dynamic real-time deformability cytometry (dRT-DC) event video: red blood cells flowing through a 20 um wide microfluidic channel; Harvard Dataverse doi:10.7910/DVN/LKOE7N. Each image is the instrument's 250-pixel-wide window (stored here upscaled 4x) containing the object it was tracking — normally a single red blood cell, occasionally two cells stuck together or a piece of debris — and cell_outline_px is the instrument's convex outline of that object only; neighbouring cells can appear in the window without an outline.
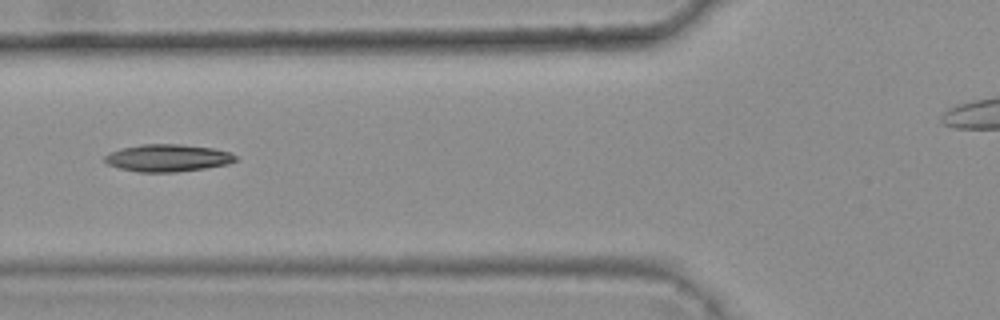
{"species": "common noctule bat (a hibernating species)", "species_latin": "Nyctalus noctula", "temperature_condition": "warm", "stored_images_in_passage": 3, "segment_of_instrument_passage": [1, 2], "camera_frame_rate_fps": 3000, "um_per_image_px": 0.085, "animal": {"sex": "female", "body_mass_g": 25.1}, "frame": {"image": 1, "passage_image": 2, "time_ms": 0.333, "image_size_px": [1000, 320], "cell_outline_px": [[240, 160], [228, 164], [204, 168], [176, 172], [136, 172], [120, 168], [108, 164], [104, 160], [104, 156], [120, 148], [144, 144], [180, 144], [212, 148], [232, 152]], "centroid_in_image_um": [14.29, 13.42], "position_along_channel_um": 111.5, "area_um2": 20.87}}